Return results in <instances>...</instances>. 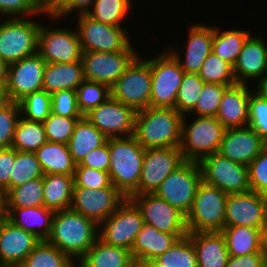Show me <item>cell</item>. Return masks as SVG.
Masks as SVG:
<instances>
[{
  "label": "cell",
  "instance_id": "obj_24",
  "mask_svg": "<svg viewBox=\"0 0 267 267\" xmlns=\"http://www.w3.org/2000/svg\"><path fill=\"white\" fill-rule=\"evenodd\" d=\"M184 59L173 48H167L187 73L198 74L204 60L212 52L214 27L202 23L190 25Z\"/></svg>",
  "mask_w": 267,
  "mask_h": 267
},
{
  "label": "cell",
  "instance_id": "obj_57",
  "mask_svg": "<svg viewBox=\"0 0 267 267\" xmlns=\"http://www.w3.org/2000/svg\"><path fill=\"white\" fill-rule=\"evenodd\" d=\"M267 258L263 251L243 256H229L226 267H263Z\"/></svg>",
  "mask_w": 267,
  "mask_h": 267
},
{
  "label": "cell",
  "instance_id": "obj_15",
  "mask_svg": "<svg viewBox=\"0 0 267 267\" xmlns=\"http://www.w3.org/2000/svg\"><path fill=\"white\" fill-rule=\"evenodd\" d=\"M184 161L180 147L145 149L138 189L132 195L155 193L161 183Z\"/></svg>",
  "mask_w": 267,
  "mask_h": 267
},
{
  "label": "cell",
  "instance_id": "obj_6",
  "mask_svg": "<svg viewBox=\"0 0 267 267\" xmlns=\"http://www.w3.org/2000/svg\"><path fill=\"white\" fill-rule=\"evenodd\" d=\"M138 55L119 79L109 86V97L132 107L136 112L150 106L151 67Z\"/></svg>",
  "mask_w": 267,
  "mask_h": 267
},
{
  "label": "cell",
  "instance_id": "obj_1",
  "mask_svg": "<svg viewBox=\"0 0 267 267\" xmlns=\"http://www.w3.org/2000/svg\"><path fill=\"white\" fill-rule=\"evenodd\" d=\"M98 225L71 209L56 211L46 241L78 262L98 239Z\"/></svg>",
  "mask_w": 267,
  "mask_h": 267
},
{
  "label": "cell",
  "instance_id": "obj_30",
  "mask_svg": "<svg viewBox=\"0 0 267 267\" xmlns=\"http://www.w3.org/2000/svg\"><path fill=\"white\" fill-rule=\"evenodd\" d=\"M78 263L81 267H132L135 260L131 250L110 246L97 239Z\"/></svg>",
  "mask_w": 267,
  "mask_h": 267
},
{
  "label": "cell",
  "instance_id": "obj_5",
  "mask_svg": "<svg viewBox=\"0 0 267 267\" xmlns=\"http://www.w3.org/2000/svg\"><path fill=\"white\" fill-rule=\"evenodd\" d=\"M228 194L201 181L190 212L186 215L188 232H221L225 227Z\"/></svg>",
  "mask_w": 267,
  "mask_h": 267
},
{
  "label": "cell",
  "instance_id": "obj_42",
  "mask_svg": "<svg viewBox=\"0 0 267 267\" xmlns=\"http://www.w3.org/2000/svg\"><path fill=\"white\" fill-rule=\"evenodd\" d=\"M204 83L198 74L185 72L178 89L175 104V109L182 116L186 114L190 116L200 98Z\"/></svg>",
  "mask_w": 267,
  "mask_h": 267
},
{
  "label": "cell",
  "instance_id": "obj_61",
  "mask_svg": "<svg viewBox=\"0 0 267 267\" xmlns=\"http://www.w3.org/2000/svg\"><path fill=\"white\" fill-rule=\"evenodd\" d=\"M7 64L0 59V86L6 85L7 81Z\"/></svg>",
  "mask_w": 267,
  "mask_h": 267
},
{
  "label": "cell",
  "instance_id": "obj_37",
  "mask_svg": "<svg viewBox=\"0 0 267 267\" xmlns=\"http://www.w3.org/2000/svg\"><path fill=\"white\" fill-rule=\"evenodd\" d=\"M47 142L43 123L20 117L14 132L11 148L20 152H36Z\"/></svg>",
  "mask_w": 267,
  "mask_h": 267
},
{
  "label": "cell",
  "instance_id": "obj_41",
  "mask_svg": "<svg viewBox=\"0 0 267 267\" xmlns=\"http://www.w3.org/2000/svg\"><path fill=\"white\" fill-rule=\"evenodd\" d=\"M198 75L205 83L233 86L237 84L233 67L213 51L204 60Z\"/></svg>",
  "mask_w": 267,
  "mask_h": 267
},
{
  "label": "cell",
  "instance_id": "obj_10",
  "mask_svg": "<svg viewBox=\"0 0 267 267\" xmlns=\"http://www.w3.org/2000/svg\"><path fill=\"white\" fill-rule=\"evenodd\" d=\"M143 224L140 209L127 198L117 210L98 225L101 229L98 231V239L107 245L131 250Z\"/></svg>",
  "mask_w": 267,
  "mask_h": 267
},
{
  "label": "cell",
  "instance_id": "obj_7",
  "mask_svg": "<svg viewBox=\"0 0 267 267\" xmlns=\"http://www.w3.org/2000/svg\"><path fill=\"white\" fill-rule=\"evenodd\" d=\"M28 18H9L0 22V59L7 65L38 51L41 23Z\"/></svg>",
  "mask_w": 267,
  "mask_h": 267
},
{
  "label": "cell",
  "instance_id": "obj_36",
  "mask_svg": "<svg viewBox=\"0 0 267 267\" xmlns=\"http://www.w3.org/2000/svg\"><path fill=\"white\" fill-rule=\"evenodd\" d=\"M147 265L149 267H198L197 253L191 239L185 236Z\"/></svg>",
  "mask_w": 267,
  "mask_h": 267
},
{
  "label": "cell",
  "instance_id": "obj_59",
  "mask_svg": "<svg viewBox=\"0 0 267 267\" xmlns=\"http://www.w3.org/2000/svg\"><path fill=\"white\" fill-rule=\"evenodd\" d=\"M60 0H35V2L45 11L51 12Z\"/></svg>",
  "mask_w": 267,
  "mask_h": 267
},
{
  "label": "cell",
  "instance_id": "obj_27",
  "mask_svg": "<svg viewBox=\"0 0 267 267\" xmlns=\"http://www.w3.org/2000/svg\"><path fill=\"white\" fill-rule=\"evenodd\" d=\"M1 211L14 225L34 234L40 240H46L50 234L55 212L45 206L2 207Z\"/></svg>",
  "mask_w": 267,
  "mask_h": 267
},
{
  "label": "cell",
  "instance_id": "obj_49",
  "mask_svg": "<svg viewBox=\"0 0 267 267\" xmlns=\"http://www.w3.org/2000/svg\"><path fill=\"white\" fill-rule=\"evenodd\" d=\"M50 16V12L43 10L35 0H0V16L7 18H37L42 14ZM23 15V16H22Z\"/></svg>",
  "mask_w": 267,
  "mask_h": 267
},
{
  "label": "cell",
  "instance_id": "obj_63",
  "mask_svg": "<svg viewBox=\"0 0 267 267\" xmlns=\"http://www.w3.org/2000/svg\"><path fill=\"white\" fill-rule=\"evenodd\" d=\"M132 267H149L147 264L135 263Z\"/></svg>",
  "mask_w": 267,
  "mask_h": 267
},
{
  "label": "cell",
  "instance_id": "obj_38",
  "mask_svg": "<svg viewBox=\"0 0 267 267\" xmlns=\"http://www.w3.org/2000/svg\"><path fill=\"white\" fill-rule=\"evenodd\" d=\"M43 202V177L13 187L3 196L2 207H39Z\"/></svg>",
  "mask_w": 267,
  "mask_h": 267
},
{
  "label": "cell",
  "instance_id": "obj_51",
  "mask_svg": "<svg viewBox=\"0 0 267 267\" xmlns=\"http://www.w3.org/2000/svg\"><path fill=\"white\" fill-rule=\"evenodd\" d=\"M248 126L264 140H267V101L251 92L249 98Z\"/></svg>",
  "mask_w": 267,
  "mask_h": 267
},
{
  "label": "cell",
  "instance_id": "obj_48",
  "mask_svg": "<svg viewBox=\"0 0 267 267\" xmlns=\"http://www.w3.org/2000/svg\"><path fill=\"white\" fill-rule=\"evenodd\" d=\"M21 117L20 105L11 101L7 106L0 109V148H10L15 128Z\"/></svg>",
  "mask_w": 267,
  "mask_h": 267
},
{
  "label": "cell",
  "instance_id": "obj_18",
  "mask_svg": "<svg viewBox=\"0 0 267 267\" xmlns=\"http://www.w3.org/2000/svg\"><path fill=\"white\" fill-rule=\"evenodd\" d=\"M135 116L136 111L132 107L111 97L84 115L107 138L132 136Z\"/></svg>",
  "mask_w": 267,
  "mask_h": 267
},
{
  "label": "cell",
  "instance_id": "obj_46",
  "mask_svg": "<svg viewBox=\"0 0 267 267\" xmlns=\"http://www.w3.org/2000/svg\"><path fill=\"white\" fill-rule=\"evenodd\" d=\"M228 87L229 86L222 84L204 83L200 93V98L198 99L194 110L190 114L203 117H215L218 112L222 96Z\"/></svg>",
  "mask_w": 267,
  "mask_h": 267
},
{
  "label": "cell",
  "instance_id": "obj_23",
  "mask_svg": "<svg viewBox=\"0 0 267 267\" xmlns=\"http://www.w3.org/2000/svg\"><path fill=\"white\" fill-rule=\"evenodd\" d=\"M260 36H249L233 65L237 84L263 78L267 74V44Z\"/></svg>",
  "mask_w": 267,
  "mask_h": 267
},
{
  "label": "cell",
  "instance_id": "obj_45",
  "mask_svg": "<svg viewBox=\"0 0 267 267\" xmlns=\"http://www.w3.org/2000/svg\"><path fill=\"white\" fill-rule=\"evenodd\" d=\"M77 106L84 116L109 98V87L98 82L84 80L76 89Z\"/></svg>",
  "mask_w": 267,
  "mask_h": 267
},
{
  "label": "cell",
  "instance_id": "obj_58",
  "mask_svg": "<svg viewBox=\"0 0 267 267\" xmlns=\"http://www.w3.org/2000/svg\"><path fill=\"white\" fill-rule=\"evenodd\" d=\"M257 88L253 89L254 92L262 99L267 101V74L257 81Z\"/></svg>",
  "mask_w": 267,
  "mask_h": 267
},
{
  "label": "cell",
  "instance_id": "obj_19",
  "mask_svg": "<svg viewBox=\"0 0 267 267\" xmlns=\"http://www.w3.org/2000/svg\"><path fill=\"white\" fill-rule=\"evenodd\" d=\"M266 221V195L254 191L228 194L225 226H246L263 230Z\"/></svg>",
  "mask_w": 267,
  "mask_h": 267
},
{
  "label": "cell",
  "instance_id": "obj_29",
  "mask_svg": "<svg viewBox=\"0 0 267 267\" xmlns=\"http://www.w3.org/2000/svg\"><path fill=\"white\" fill-rule=\"evenodd\" d=\"M84 80L81 60L72 63H46L42 89L49 94L64 89L76 91Z\"/></svg>",
  "mask_w": 267,
  "mask_h": 267
},
{
  "label": "cell",
  "instance_id": "obj_43",
  "mask_svg": "<svg viewBox=\"0 0 267 267\" xmlns=\"http://www.w3.org/2000/svg\"><path fill=\"white\" fill-rule=\"evenodd\" d=\"M43 176L44 174L35 152H20L16 150L14 167L10 175V189Z\"/></svg>",
  "mask_w": 267,
  "mask_h": 267
},
{
  "label": "cell",
  "instance_id": "obj_21",
  "mask_svg": "<svg viewBox=\"0 0 267 267\" xmlns=\"http://www.w3.org/2000/svg\"><path fill=\"white\" fill-rule=\"evenodd\" d=\"M41 240L14 225L4 215L0 218V267H18Z\"/></svg>",
  "mask_w": 267,
  "mask_h": 267
},
{
  "label": "cell",
  "instance_id": "obj_3",
  "mask_svg": "<svg viewBox=\"0 0 267 267\" xmlns=\"http://www.w3.org/2000/svg\"><path fill=\"white\" fill-rule=\"evenodd\" d=\"M109 152L112 185L129 198L138 189L145 149L132 135L109 138Z\"/></svg>",
  "mask_w": 267,
  "mask_h": 267
},
{
  "label": "cell",
  "instance_id": "obj_35",
  "mask_svg": "<svg viewBox=\"0 0 267 267\" xmlns=\"http://www.w3.org/2000/svg\"><path fill=\"white\" fill-rule=\"evenodd\" d=\"M250 35L252 34L247 30L233 28L221 32L218 27H214L212 51L233 67Z\"/></svg>",
  "mask_w": 267,
  "mask_h": 267
},
{
  "label": "cell",
  "instance_id": "obj_22",
  "mask_svg": "<svg viewBox=\"0 0 267 267\" xmlns=\"http://www.w3.org/2000/svg\"><path fill=\"white\" fill-rule=\"evenodd\" d=\"M265 148V141L249 126L225 130L219 153L231 161L248 166Z\"/></svg>",
  "mask_w": 267,
  "mask_h": 267
},
{
  "label": "cell",
  "instance_id": "obj_28",
  "mask_svg": "<svg viewBox=\"0 0 267 267\" xmlns=\"http://www.w3.org/2000/svg\"><path fill=\"white\" fill-rule=\"evenodd\" d=\"M197 253L198 267H226L229 253L221 232H188Z\"/></svg>",
  "mask_w": 267,
  "mask_h": 267
},
{
  "label": "cell",
  "instance_id": "obj_20",
  "mask_svg": "<svg viewBox=\"0 0 267 267\" xmlns=\"http://www.w3.org/2000/svg\"><path fill=\"white\" fill-rule=\"evenodd\" d=\"M46 62L36 53L7 66L6 89L11 101L42 90Z\"/></svg>",
  "mask_w": 267,
  "mask_h": 267
},
{
  "label": "cell",
  "instance_id": "obj_31",
  "mask_svg": "<svg viewBox=\"0 0 267 267\" xmlns=\"http://www.w3.org/2000/svg\"><path fill=\"white\" fill-rule=\"evenodd\" d=\"M107 139L102 132L83 116L76 122L67 146L73 160L78 165L86 155L102 146Z\"/></svg>",
  "mask_w": 267,
  "mask_h": 267
},
{
  "label": "cell",
  "instance_id": "obj_55",
  "mask_svg": "<svg viewBox=\"0 0 267 267\" xmlns=\"http://www.w3.org/2000/svg\"><path fill=\"white\" fill-rule=\"evenodd\" d=\"M110 166V152H109V138L100 147L91 151L76 167H89L92 169L109 171Z\"/></svg>",
  "mask_w": 267,
  "mask_h": 267
},
{
  "label": "cell",
  "instance_id": "obj_2",
  "mask_svg": "<svg viewBox=\"0 0 267 267\" xmlns=\"http://www.w3.org/2000/svg\"><path fill=\"white\" fill-rule=\"evenodd\" d=\"M183 116L175 108L136 112L133 136L144 149L180 147Z\"/></svg>",
  "mask_w": 267,
  "mask_h": 267
},
{
  "label": "cell",
  "instance_id": "obj_52",
  "mask_svg": "<svg viewBox=\"0 0 267 267\" xmlns=\"http://www.w3.org/2000/svg\"><path fill=\"white\" fill-rule=\"evenodd\" d=\"M74 187H85L95 190L114 186L108 172L89 167H76Z\"/></svg>",
  "mask_w": 267,
  "mask_h": 267
},
{
  "label": "cell",
  "instance_id": "obj_60",
  "mask_svg": "<svg viewBox=\"0 0 267 267\" xmlns=\"http://www.w3.org/2000/svg\"><path fill=\"white\" fill-rule=\"evenodd\" d=\"M11 102L8 92L6 89V85L0 86V109L4 108Z\"/></svg>",
  "mask_w": 267,
  "mask_h": 267
},
{
  "label": "cell",
  "instance_id": "obj_39",
  "mask_svg": "<svg viewBox=\"0 0 267 267\" xmlns=\"http://www.w3.org/2000/svg\"><path fill=\"white\" fill-rule=\"evenodd\" d=\"M75 262L46 240H41L18 267H71Z\"/></svg>",
  "mask_w": 267,
  "mask_h": 267
},
{
  "label": "cell",
  "instance_id": "obj_33",
  "mask_svg": "<svg viewBox=\"0 0 267 267\" xmlns=\"http://www.w3.org/2000/svg\"><path fill=\"white\" fill-rule=\"evenodd\" d=\"M35 153L44 175H74L77 164L73 160L67 144L47 141Z\"/></svg>",
  "mask_w": 267,
  "mask_h": 267
},
{
  "label": "cell",
  "instance_id": "obj_44",
  "mask_svg": "<svg viewBox=\"0 0 267 267\" xmlns=\"http://www.w3.org/2000/svg\"><path fill=\"white\" fill-rule=\"evenodd\" d=\"M18 103L21 117L32 122L43 123L51 113V94L43 89L28 94Z\"/></svg>",
  "mask_w": 267,
  "mask_h": 267
},
{
  "label": "cell",
  "instance_id": "obj_13",
  "mask_svg": "<svg viewBox=\"0 0 267 267\" xmlns=\"http://www.w3.org/2000/svg\"><path fill=\"white\" fill-rule=\"evenodd\" d=\"M140 209L143 222L172 235H187L186 216L155 193L129 197Z\"/></svg>",
  "mask_w": 267,
  "mask_h": 267
},
{
  "label": "cell",
  "instance_id": "obj_32",
  "mask_svg": "<svg viewBox=\"0 0 267 267\" xmlns=\"http://www.w3.org/2000/svg\"><path fill=\"white\" fill-rule=\"evenodd\" d=\"M74 175L47 174L43 176V202L54 212L70 209Z\"/></svg>",
  "mask_w": 267,
  "mask_h": 267
},
{
  "label": "cell",
  "instance_id": "obj_64",
  "mask_svg": "<svg viewBox=\"0 0 267 267\" xmlns=\"http://www.w3.org/2000/svg\"><path fill=\"white\" fill-rule=\"evenodd\" d=\"M3 203V195L0 193V209L2 208Z\"/></svg>",
  "mask_w": 267,
  "mask_h": 267
},
{
  "label": "cell",
  "instance_id": "obj_47",
  "mask_svg": "<svg viewBox=\"0 0 267 267\" xmlns=\"http://www.w3.org/2000/svg\"><path fill=\"white\" fill-rule=\"evenodd\" d=\"M79 119L81 118H69L51 112L43 122L47 141L67 144Z\"/></svg>",
  "mask_w": 267,
  "mask_h": 267
},
{
  "label": "cell",
  "instance_id": "obj_11",
  "mask_svg": "<svg viewBox=\"0 0 267 267\" xmlns=\"http://www.w3.org/2000/svg\"><path fill=\"white\" fill-rule=\"evenodd\" d=\"M77 32L82 51H136L124 27L101 23L89 15L78 16Z\"/></svg>",
  "mask_w": 267,
  "mask_h": 267
},
{
  "label": "cell",
  "instance_id": "obj_12",
  "mask_svg": "<svg viewBox=\"0 0 267 267\" xmlns=\"http://www.w3.org/2000/svg\"><path fill=\"white\" fill-rule=\"evenodd\" d=\"M202 181L227 194L250 191L248 166L214 153L199 162Z\"/></svg>",
  "mask_w": 267,
  "mask_h": 267
},
{
  "label": "cell",
  "instance_id": "obj_65",
  "mask_svg": "<svg viewBox=\"0 0 267 267\" xmlns=\"http://www.w3.org/2000/svg\"><path fill=\"white\" fill-rule=\"evenodd\" d=\"M71 267H81V266L79 265L78 262H77V264H76V262H75Z\"/></svg>",
  "mask_w": 267,
  "mask_h": 267
},
{
  "label": "cell",
  "instance_id": "obj_50",
  "mask_svg": "<svg viewBox=\"0 0 267 267\" xmlns=\"http://www.w3.org/2000/svg\"><path fill=\"white\" fill-rule=\"evenodd\" d=\"M51 112L69 118H82L75 90L64 89L51 94Z\"/></svg>",
  "mask_w": 267,
  "mask_h": 267
},
{
  "label": "cell",
  "instance_id": "obj_54",
  "mask_svg": "<svg viewBox=\"0 0 267 267\" xmlns=\"http://www.w3.org/2000/svg\"><path fill=\"white\" fill-rule=\"evenodd\" d=\"M95 0H60L56 7L50 12L51 20L61 21L68 14L77 13L76 16L88 15ZM65 16V17H64ZM63 17V18H61Z\"/></svg>",
  "mask_w": 267,
  "mask_h": 267
},
{
  "label": "cell",
  "instance_id": "obj_14",
  "mask_svg": "<svg viewBox=\"0 0 267 267\" xmlns=\"http://www.w3.org/2000/svg\"><path fill=\"white\" fill-rule=\"evenodd\" d=\"M57 27H48L41 23L37 53L46 63L80 61L83 51L78 32L64 27Z\"/></svg>",
  "mask_w": 267,
  "mask_h": 267
},
{
  "label": "cell",
  "instance_id": "obj_4",
  "mask_svg": "<svg viewBox=\"0 0 267 267\" xmlns=\"http://www.w3.org/2000/svg\"><path fill=\"white\" fill-rule=\"evenodd\" d=\"M187 117L182 119L180 151L184 160L199 163L218 152L226 128L216 117L196 116L189 124Z\"/></svg>",
  "mask_w": 267,
  "mask_h": 267
},
{
  "label": "cell",
  "instance_id": "obj_53",
  "mask_svg": "<svg viewBox=\"0 0 267 267\" xmlns=\"http://www.w3.org/2000/svg\"><path fill=\"white\" fill-rule=\"evenodd\" d=\"M250 191L267 196V148L248 165Z\"/></svg>",
  "mask_w": 267,
  "mask_h": 267
},
{
  "label": "cell",
  "instance_id": "obj_8",
  "mask_svg": "<svg viewBox=\"0 0 267 267\" xmlns=\"http://www.w3.org/2000/svg\"><path fill=\"white\" fill-rule=\"evenodd\" d=\"M145 60L150 64L152 76L150 107L175 108L185 71L168 49Z\"/></svg>",
  "mask_w": 267,
  "mask_h": 267
},
{
  "label": "cell",
  "instance_id": "obj_40",
  "mask_svg": "<svg viewBox=\"0 0 267 267\" xmlns=\"http://www.w3.org/2000/svg\"><path fill=\"white\" fill-rule=\"evenodd\" d=\"M131 0H95L88 15L96 21L123 27L131 10Z\"/></svg>",
  "mask_w": 267,
  "mask_h": 267
},
{
  "label": "cell",
  "instance_id": "obj_26",
  "mask_svg": "<svg viewBox=\"0 0 267 267\" xmlns=\"http://www.w3.org/2000/svg\"><path fill=\"white\" fill-rule=\"evenodd\" d=\"M185 236L164 233L144 223L131 249L132 257L135 263L148 264Z\"/></svg>",
  "mask_w": 267,
  "mask_h": 267
},
{
  "label": "cell",
  "instance_id": "obj_25",
  "mask_svg": "<svg viewBox=\"0 0 267 267\" xmlns=\"http://www.w3.org/2000/svg\"><path fill=\"white\" fill-rule=\"evenodd\" d=\"M248 87L247 84H235L225 90L215 117L226 129L248 126L252 92Z\"/></svg>",
  "mask_w": 267,
  "mask_h": 267
},
{
  "label": "cell",
  "instance_id": "obj_16",
  "mask_svg": "<svg viewBox=\"0 0 267 267\" xmlns=\"http://www.w3.org/2000/svg\"><path fill=\"white\" fill-rule=\"evenodd\" d=\"M127 198L115 187L90 189L73 187L70 209L97 225L107 219Z\"/></svg>",
  "mask_w": 267,
  "mask_h": 267
},
{
  "label": "cell",
  "instance_id": "obj_9",
  "mask_svg": "<svg viewBox=\"0 0 267 267\" xmlns=\"http://www.w3.org/2000/svg\"><path fill=\"white\" fill-rule=\"evenodd\" d=\"M201 181L199 163L185 160L161 183L155 194L186 216L192 208Z\"/></svg>",
  "mask_w": 267,
  "mask_h": 267
},
{
  "label": "cell",
  "instance_id": "obj_56",
  "mask_svg": "<svg viewBox=\"0 0 267 267\" xmlns=\"http://www.w3.org/2000/svg\"><path fill=\"white\" fill-rule=\"evenodd\" d=\"M15 158L14 148H0V193L3 196L10 190V175Z\"/></svg>",
  "mask_w": 267,
  "mask_h": 267
},
{
  "label": "cell",
  "instance_id": "obj_62",
  "mask_svg": "<svg viewBox=\"0 0 267 267\" xmlns=\"http://www.w3.org/2000/svg\"><path fill=\"white\" fill-rule=\"evenodd\" d=\"M262 251L267 258V221L262 230Z\"/></svg>",
  "mask_w": 267,
  "mask_h": 267
},
{
  "label": "cell",
  "instance_id": "obj_17",
  "mask_svg": "<svg viewBox=\"0 0 267 267\" xmlns=\"http://www.w3.org/2000/svg\"><path fill=\"white\" fill-rule=\"evenodd\" d=\"M138 55V51H83L80 60L84 78L87 81L102 83L109 87L119 79Z\"/></svg>",
  "mask_w": 267,
  "mask_h": 267
},
{
  "label": "cell",
  "instance_id": "obj_34",
  "mask_svg": "<svg viewBox=\"0 0 267 267\" xmlns=\"http://www.w3.org/2000/svg\"><path fill=\"white\" fill-rule=\"evenodd\" d=\"M229 256H243L262 250V230L246 226H225L221 231Z\"/></svg>",
  "mask_w": 267,
  "mask_h": 267
}]
</instances>
